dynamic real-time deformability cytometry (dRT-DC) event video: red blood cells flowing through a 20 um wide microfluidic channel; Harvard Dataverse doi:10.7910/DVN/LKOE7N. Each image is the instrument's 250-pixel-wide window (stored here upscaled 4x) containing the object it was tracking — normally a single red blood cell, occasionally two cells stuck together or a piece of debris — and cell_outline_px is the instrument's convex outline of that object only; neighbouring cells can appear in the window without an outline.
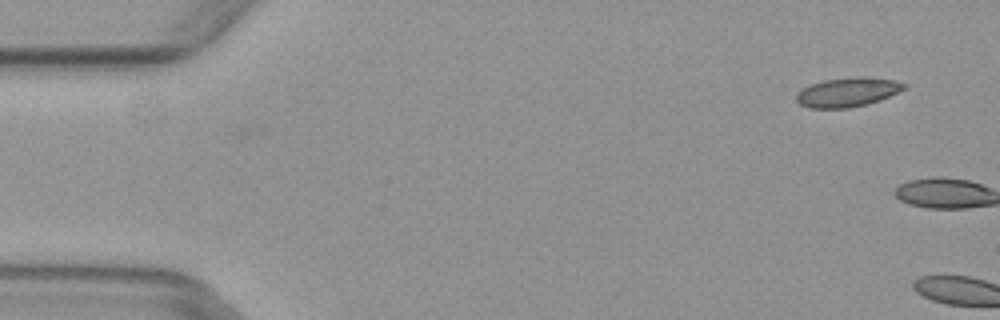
{"species": "common noctule bat (a hibernating species)", "species_latin": "Nyctalus noctula", "temperature_condition": "warm", "stored_images_in_passage": 3, "camera_frame_rate_fps": 3000, "um_per_image_px": 0.085, "animal": {"sex": "female", "body_mass_g": 29.2, "forearm_length_mm": 56.3}, "frame": {"image": 1, "passage_image": 3, "time_ms": 0.667, "image_size_px": [1000, 320], "cell_outline_px": [[908, 84], [904, 88], [880, 100], [848, 108], [808, 108], [800, 104], [796, 100], [796, 92], [812, 84], [824, 80], [896, 80]], "centroid_in_image_um": [71.95, 7.9], "position_along_channel_um": 13.0, "area_um2": 17.11}}